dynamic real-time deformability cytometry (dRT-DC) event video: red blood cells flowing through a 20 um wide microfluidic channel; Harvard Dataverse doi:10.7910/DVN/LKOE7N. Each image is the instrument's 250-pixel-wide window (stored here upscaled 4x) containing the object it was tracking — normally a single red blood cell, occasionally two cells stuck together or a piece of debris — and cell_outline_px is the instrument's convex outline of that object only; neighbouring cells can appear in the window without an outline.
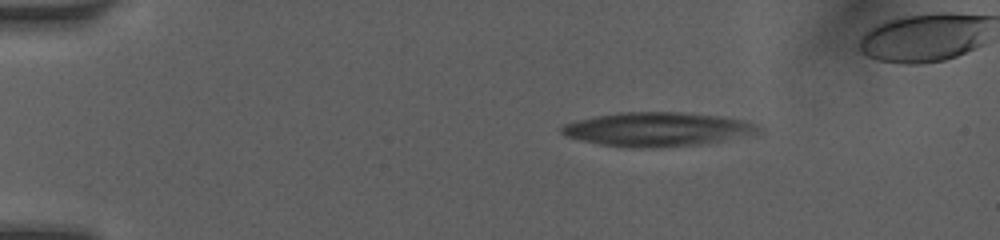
{"species": "human", "species_latin": "Homo sapiens", "temperature_condition": "room temperature", "stored_images_in_passage": 46, "camera_frame_rate_fps": 3000, "um_per_image_px": 0.085, "donor": {"sex": "female"}, "frame": {"image": 1, "passage_image": 5, "time_ms": 1.333, "image_size_px": [1000, 240], "cell_outline_px": [[756, 128], [716, 140], [692, 144], [652, 148], [628, 148], [600, 144], [568, 136], [560, 132], [560, 128], [564, 124], [580, 120], [600, 116], [628, 112], [676, 112], [712, 116], [740, 120], [752, 124]], "centroid_in_image_um": [55.57, 10.99], "position_along_channel_um": 29.4, "area_um2": 36.41}}
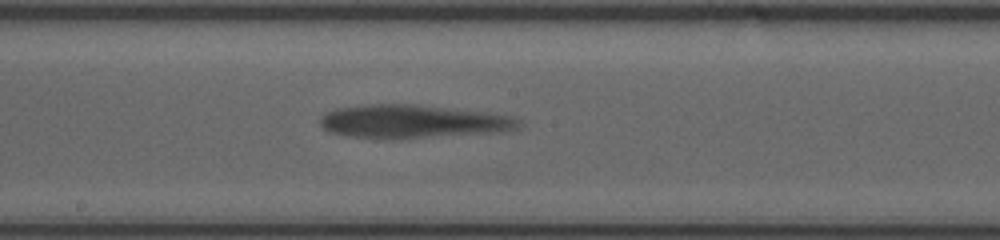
{"frame": {"image": 2, "passage_image": 26, "time_ms": 8.333, "image_size_px": [1000, 240], "cell_outline_px": [[520, 128], [496, 132], [416, 136], [356, 136], [332, 132], [324, 128], [320, 124], [320, 116], [328, 112], [340, 108], [376, 104], [408, 104], [484, 112], [512, 116], [520, 120]], "centroid_in_image_um": [35.12, 10.28], "position_along_channel_um": 213.1, "area_um2": 36.41}}
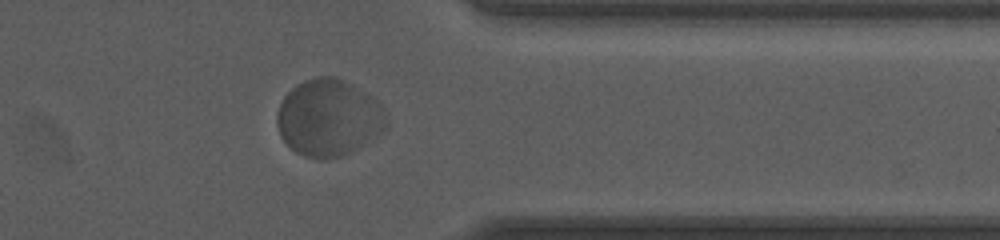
{"frame": {"image": 3, "passage_image": 40, "time_ms": 13.0, "image_size_px": [1000, 240], "cell_outline_px": [[384, 128], [380, 132], [348, 152], [340, 156], [304, 156], [296, 152], [280, 136], [276, 120], [276, 116], [280, 104], [284, 96], [296, 84], [304, 80], [316, 76], [332, 76], [344, 80], [372, 96], [376, 100], [384, 124]], "centroid_in_image_um": [27.84, 9.95], "position_along_channel_um": 383.6, "area_um2": 47.28}}